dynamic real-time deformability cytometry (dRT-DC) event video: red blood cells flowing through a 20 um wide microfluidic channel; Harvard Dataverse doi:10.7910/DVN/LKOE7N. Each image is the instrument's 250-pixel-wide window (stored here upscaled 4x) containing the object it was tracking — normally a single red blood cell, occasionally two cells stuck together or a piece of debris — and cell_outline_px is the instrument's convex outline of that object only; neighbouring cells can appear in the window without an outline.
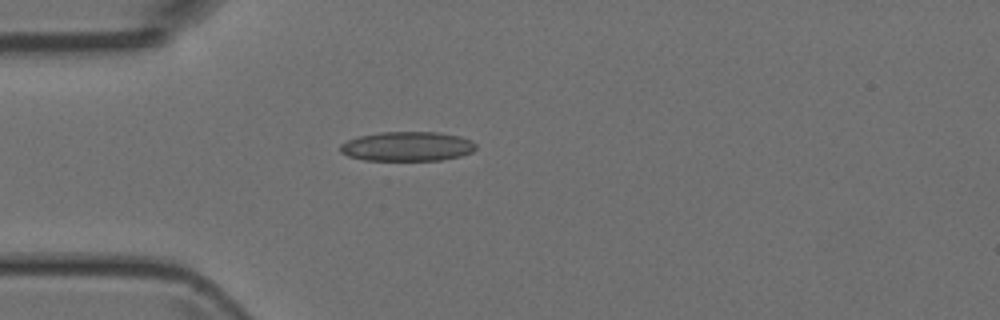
{"species": "Egyptian fruit bat (a non-hibernating species)", "species_latin": "Rousettus aegyptiacus", "temperature_condition": "room temperature", "stored_images_in_passage": 3, "camera_frame_rate_fps": 3000, "um_per_image_px": 0.085, "animal": {"sex": "female"}, "frame": {"image": 1, "passage_image": 3, "time_ms": 3.333, "image_size_px": [1000, 320], "cell_outline_px": [[476, 148], [472, 152], [460, 156], [440, 160], [364, 160], [348, 156], [340, 152], [340, 144], [348, 140], [360, 136], [380, 132], [436, 132], [460, 136], [472, 140], [476, 144]], "centroid_in_image_um": [34.62, 12.44], "position_along_channel_um": 50.4, "area_um2": 23.29}}